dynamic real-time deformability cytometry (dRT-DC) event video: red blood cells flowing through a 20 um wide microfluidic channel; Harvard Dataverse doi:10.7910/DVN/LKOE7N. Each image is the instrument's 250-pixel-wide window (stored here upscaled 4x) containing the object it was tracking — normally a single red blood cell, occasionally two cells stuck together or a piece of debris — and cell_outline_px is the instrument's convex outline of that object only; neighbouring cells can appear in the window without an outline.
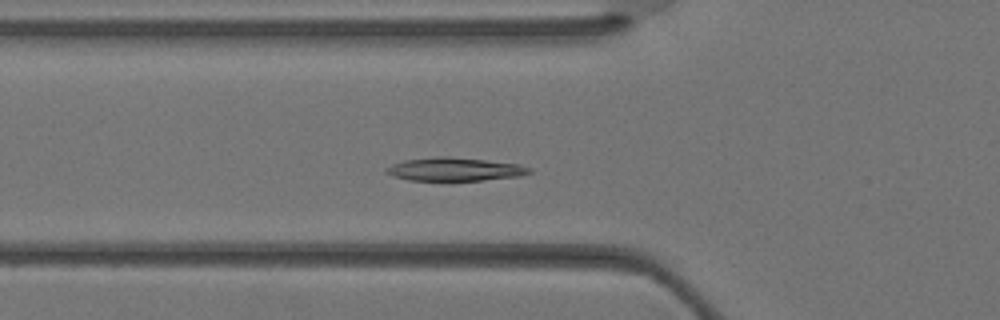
{"species": "Egyptian fruit bat (a non-hibernating species)", "species_latin": "Rousettus aegyptiacus", "temperature_condition": "warm", "stored_images_in_passage": 35, "camera_frame_rate_fps": 3000, "um_per_image_px": 0.085, "animal": {"sex": "female"}, "frame": {"image": 1, "passage_image": 11, "time_ms": 3.333, "image_size_px": [1000, 320], "cell_outline_px": [[532, 172], [520, 176], [480, 180], [408, 180], [392, 176], [384, 172], [384, 168], [392, 164], [404, 160], [436, 156], [448, 156], [520, 164], [532, 168]], "centroid_in_image_um": [38.62, 14.38], "position_along_channel_um": 87.2, "area_um2": 19.48}}
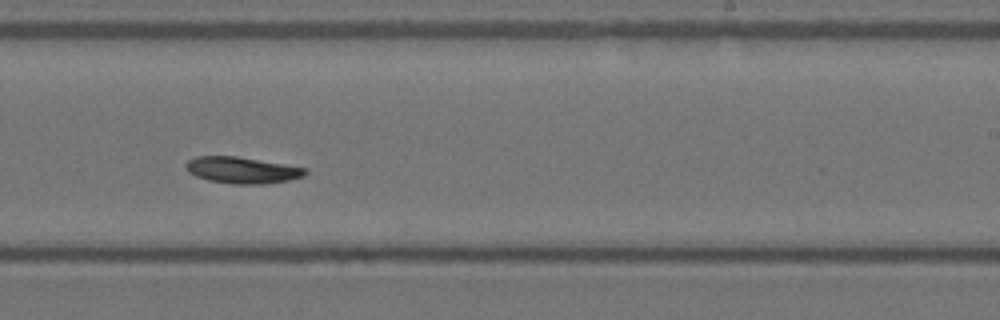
{"frame": {"image": 2, "passage_image": 21, "time_ms": 6.667, "image_size_px": [1000, 320], "cell_outline_px": [[308, 172], [304, 176], [288, 180], [264, 184], [232, 184], [208, 180], [196, 176], [188, 172], [184, 168], [184, 164], [188, 160], [196, 156], [236, 156], [304, 168]], "centroid_in_image_um": [20.51, 14.46], "position_along_channel_um": 268.5, "area_um2": 18.26}}
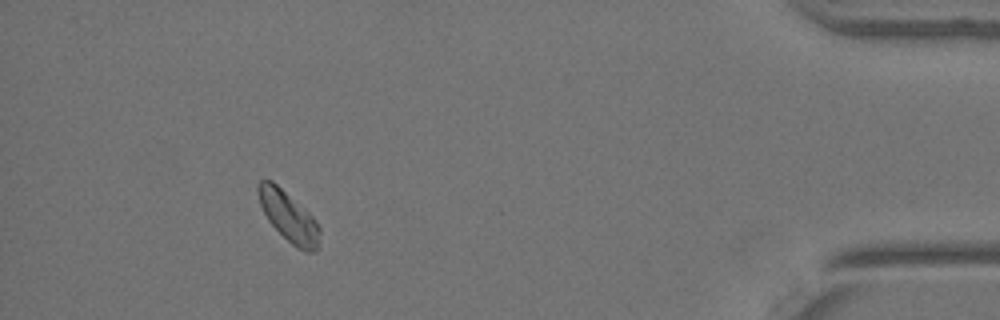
{"frame": {"image": 3, "passage_image": 32, "time_ms": 10.333, "image_size_px": [1000, 320], "cell_outline_px": [[320, 232], [316, 252], [304, 252], [296, 248], [268, 220], [260, 204], [256, 192], [256, 184], [260, 180], [272, 180], [304, 208], [316, 220], [320, 228]], "centroid_in_image_um": [24.52, 18.39], "position_along_channel_um": 410.7, "area_um2": 17.86}}